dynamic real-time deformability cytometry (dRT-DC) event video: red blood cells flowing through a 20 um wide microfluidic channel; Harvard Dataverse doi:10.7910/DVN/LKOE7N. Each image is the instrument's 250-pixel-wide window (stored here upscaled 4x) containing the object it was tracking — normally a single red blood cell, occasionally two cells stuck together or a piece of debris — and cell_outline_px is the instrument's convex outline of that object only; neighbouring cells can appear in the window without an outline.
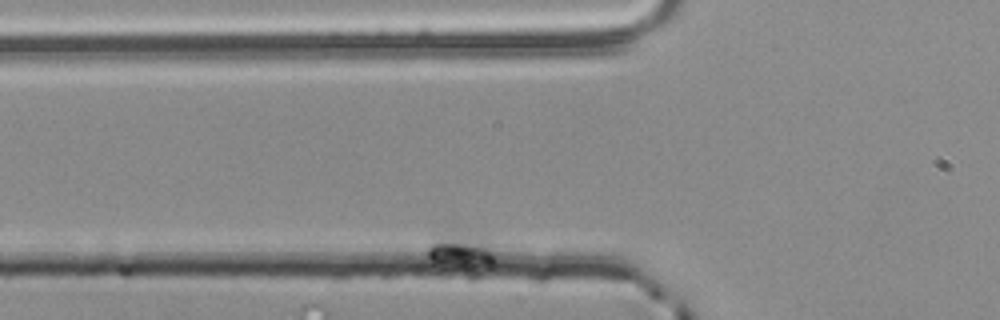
{"species": "common noctule bat (a hibernating species)", "species_latin": "Nyctalus noctula", "temperature_condition": "room temperature", "stored_images_in_passage": 8, "camera_frame_rate_fps": 3000, "um_per_image_px": 0.085, "animal": {"sex": "male", "body_mass_g": 20.4}, "frame": {"image": 1, "passage_image": 2, "time_ms": 0.333, "image_size_px": [1000, 320], "cell_outline_px": [[492, 268], [440, 268], [432, 264], [428, 256], [428, 248], [444, 232], [488, 232], [492, 240]], "centroid_in_image_um": [39.27, 21.3], "position_along_channel_um": 86.5, "area_um2": 15.26}}
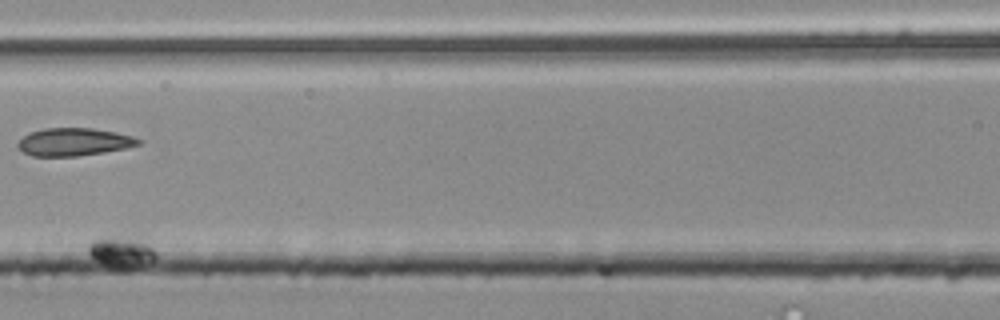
{"frame": {"image": 2, "passage_image": 5, "time_ms": 1.333, "image_size_px": [1000, 320], "cell_outline_px": [[156, 256], [152, 260], [128, 272], [120, 272], [108, 268], [96, 260], [88, 252], [88, 244], [92, 240], [108, 236], [148, 236], [156, 252]], "centroid_in_image_um": [10.4, 21.41], "position_along_channel_um": 156.2, "area_um2": 13.58}}
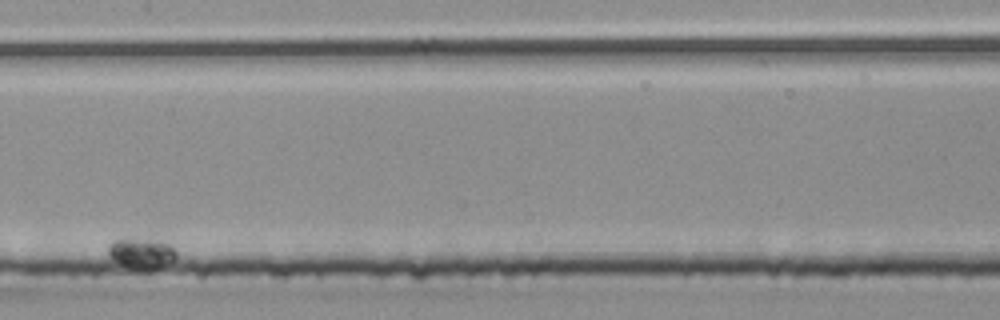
{"frame": {"image": 3, "passage_image": 7, "time_ms": 2.0, "image_size_px": [1000, 320], "cell_outline_px": [[176, 256], [172, 260], [148, 272], [136, 272], [128, 268], [116, 260], [108, 252], [108, 248], [116, 240], [128, 236], [156, 232], [176, 252]], "centroid_in_image_um": [12.08, 21.42], "position_along_channel_um": 195.3, "area_um2": 13.41}}